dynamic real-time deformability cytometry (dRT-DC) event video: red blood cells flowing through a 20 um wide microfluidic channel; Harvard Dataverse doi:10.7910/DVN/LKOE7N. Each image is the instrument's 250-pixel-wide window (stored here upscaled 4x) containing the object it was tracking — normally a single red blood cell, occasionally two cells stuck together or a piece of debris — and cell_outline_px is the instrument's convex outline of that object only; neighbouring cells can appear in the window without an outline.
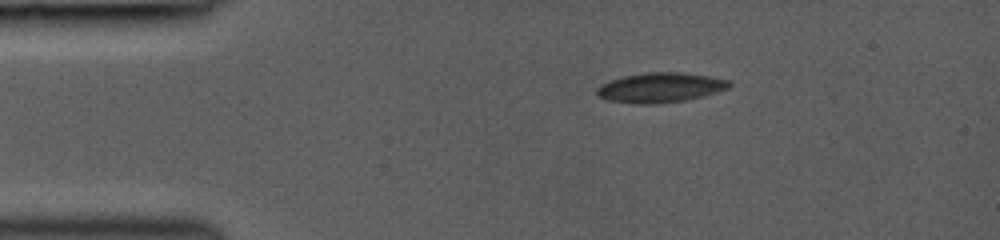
{"species": "common noctule bat (a hibernating species)", "species_latin": "Nyctalus noctula", "temperature_condition": "room temperature", "stored_images_in_passage": 8, "camera_frame_rate_fps": 3000, "um_per_image_px": 0.085, "animal": {"sex": "female", "body_mass_g": 19.0, "forearm_length_mm": 53.3}, "frame": {"image": 1, "passage_image": 1, "time_ms": 0.0, "image_size_px": [1000, 240], "cell_outline_px": [[732, 84], [728, 88], [716, 92], [684, 100], [656, 104], [636, 104], [608, 100], [596, 96], [596, 88], [600, 84], [608, 80], [624, 76], [648, 72], [676, 72], [708, 76], [728, 80]], "centroid_in_image_um": [56.05, 7.44], "position_along_channel_um": 29.0, "area_um2": 22.89}}
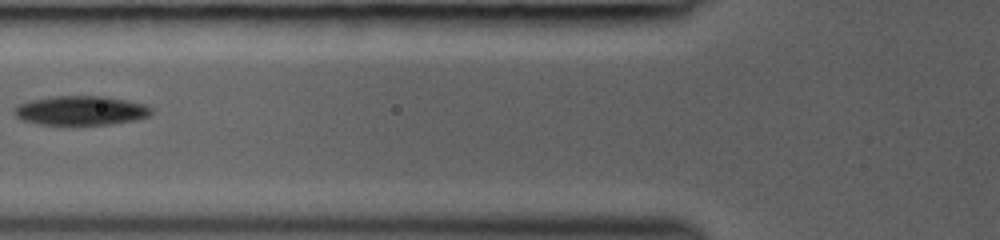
{"frame": {"image": 2, "passage_image": 5, "time_ms": 3.333, "image_size_px": [1000, 240], "cell_outline_px": [[152, 112], [148, 116], [132, 120], [112, 124], [40, 124], [24, 120], [16, 116], [12, 112], [12, 108], [28, 100], [52, 96], [104, 96], [144, 104], [152, 108]], "centroid_in_image_um": [6.82, 9.38], "position_along_channel_um": 119.0, "area_um2": 23.18}}
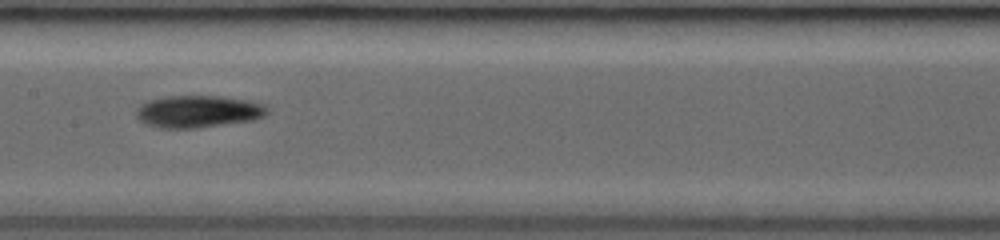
{"frame": {"image": 3, "passage_image": 7, "time_ms": 5.0, "image_size_px": [1000, 240], "cell_outline_px": [[268, 112], [264, 116], [252, 120], [196, 128], [160, 128], [144, 124], [136, 116], [136, 108], [140, 104], [148, 100], [168, 96], [220, 96], [248, 100], [264, 104], [268, 108]], "centroid_in_image_um": [16.81, 9.47], "position_along_channel_um": 190.6, "area_um2": 24.62}}